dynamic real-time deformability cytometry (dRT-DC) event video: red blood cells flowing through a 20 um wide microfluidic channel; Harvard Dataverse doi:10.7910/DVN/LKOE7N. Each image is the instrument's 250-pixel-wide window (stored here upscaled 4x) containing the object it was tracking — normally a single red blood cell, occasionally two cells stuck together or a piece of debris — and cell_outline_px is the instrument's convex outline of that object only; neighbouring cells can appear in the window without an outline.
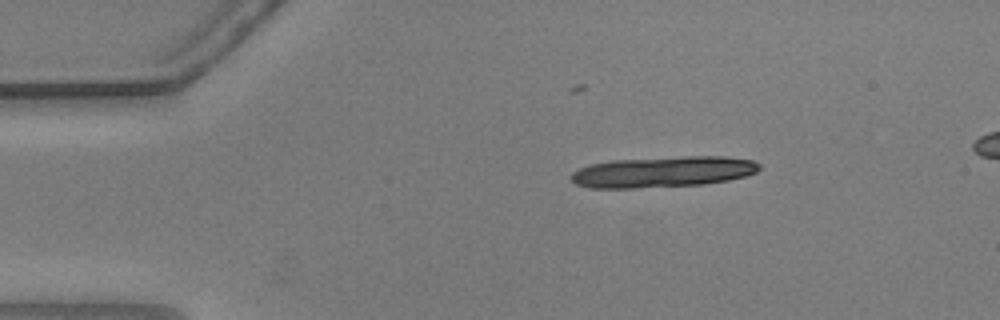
{"species": "common noctule bat (a hibernating species)", "species_latin": "Nyctalus noctula", "temperature_condition": "warm", "stored_images_in_passage": 9, "camera_frame_rate_fps": 3000, "um_per_image_px": 0.085, "animal": {"sex": "male", "body_mass_g": 20.5, "forearm_length_mm": 52.5}, "frame": {"image": 1, "passage_image": 1, "time_ms": 0.0, "image_size_px": [1000, 320], "cell_outline_px": [[760, 168], [756, 172], [748, 176], [728, 180], [704, 184], [632, 188], [588, 188], [576, 184], [572, 180], [572, 172], [580, 168], [592, 164], [612, 160], [684, 156], [724, 156], [752, 160], [760, 164]], "centroid_in_image_um": [56.38, 14.6], "position_along_channel_um": 28.6, "area_um2": 33.93}}